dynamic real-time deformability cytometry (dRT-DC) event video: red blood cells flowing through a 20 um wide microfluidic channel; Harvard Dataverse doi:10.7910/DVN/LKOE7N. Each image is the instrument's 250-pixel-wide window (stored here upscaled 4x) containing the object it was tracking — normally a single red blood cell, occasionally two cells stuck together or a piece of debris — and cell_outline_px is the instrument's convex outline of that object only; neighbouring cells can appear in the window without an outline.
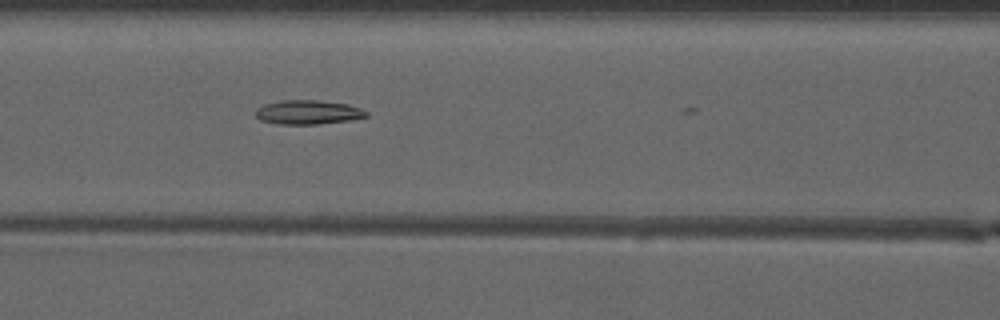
{"species": "common noctule bat (a hibernating species)", "species_latin": "Nyctalus noctula", "temperature_condition": "warm", "stored_images_in_passage": 12, "camera_frame_rate_fps": 3000, "um_per_image_px": 0.085, "animal": {"sex": "male", "forearm_length_mm": 52.5}, "frame": {"image": 1, "passage_image": 10, "time_ms": 3.0, "image_size_px": [1000, 320], "cell_outline_px": [[368, 116], [352, 120], [316, 124], [276, 124], [260, 120], [256, 116], [256, 108], [264, 104], [284, 100], [316, 100], [348, 104], [360, 108], [368, 112]], "centroid_in_image_um": [26.18, 9.54], "position_along_channel_um": 140.4, "area_um2": 15.61}}